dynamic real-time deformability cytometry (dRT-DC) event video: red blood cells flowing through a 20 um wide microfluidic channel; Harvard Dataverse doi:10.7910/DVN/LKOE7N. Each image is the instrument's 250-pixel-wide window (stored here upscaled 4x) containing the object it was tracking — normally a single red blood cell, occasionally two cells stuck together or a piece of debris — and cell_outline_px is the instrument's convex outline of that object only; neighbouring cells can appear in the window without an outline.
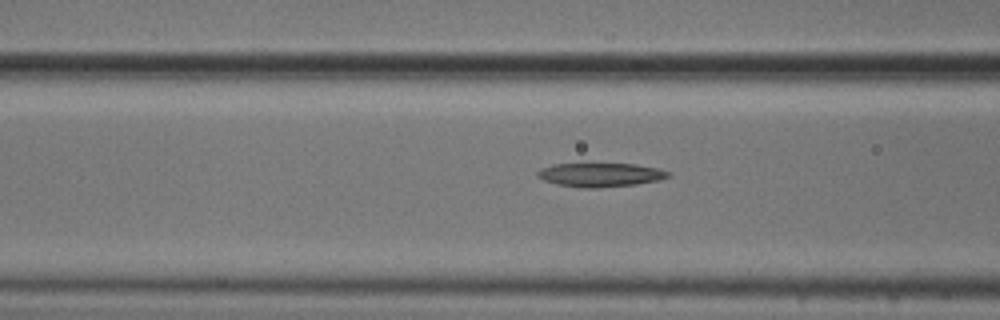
{"species": "common noctule bat (a hibernating species)", "species_latin": "Nyctalus noctula", "temperature_condition": "cold", "stored_images_in_passage": 8, "camera_frame_rate_fps": 3000, "um_per_image_px": 0.085, "animal": {"sex": "male", "body_mass_g": 20.5, "forearm_length_mm": 52.5}, "frame": {"image": 1, "passage_image": 6, "time_ms": 1.667, "image_size_px": [1000, 320], "cell_outline_px": [[672, 172], [668, 176], [660, 180], [636, 184], [596, 188], [580, 188], [556, 184], [544, 180], [536, 176], [536, 172], [540, 168], [556, 164], [636, 164], [656, 168]], "centroid_in_image_um": [51.01, 14.86], "position_along_channel_um": 115.6, "area_um2": 18.15}}